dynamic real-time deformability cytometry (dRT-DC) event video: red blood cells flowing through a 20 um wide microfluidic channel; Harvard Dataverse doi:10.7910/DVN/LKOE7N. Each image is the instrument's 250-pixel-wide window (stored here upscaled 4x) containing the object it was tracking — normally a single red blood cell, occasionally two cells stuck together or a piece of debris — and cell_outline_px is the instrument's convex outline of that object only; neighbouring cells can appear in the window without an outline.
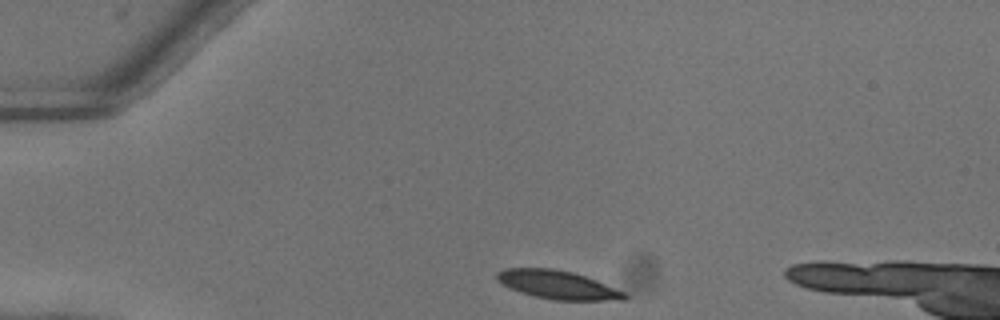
{"species": "common noctule bat (a hibernating species)", "species_latin": "Nyctalus noctula", "temperature_condition": "warm", "stored_images_in_passage": 42, "camera_frame_rate_fps": 3000, "um_per_image_px": 0.085, "animal": {"sex": "female"}, "frame": {"image": 1, "passage_image": 1, "time_ms": 0.0, "image_size_px": [1000, 320], "cell_outline_px": [[628, 296], [624, 300], [552, 300], [532, 296], [520, 292], [496, 280], [496, 272], [504, 268], [552, 268], [572, 272], [596, 280], [624, 292]], "centroid_in_image_um": [47.37, 24.2], "position_along_channel_um": 37.6, "area_um2": 21.04}}
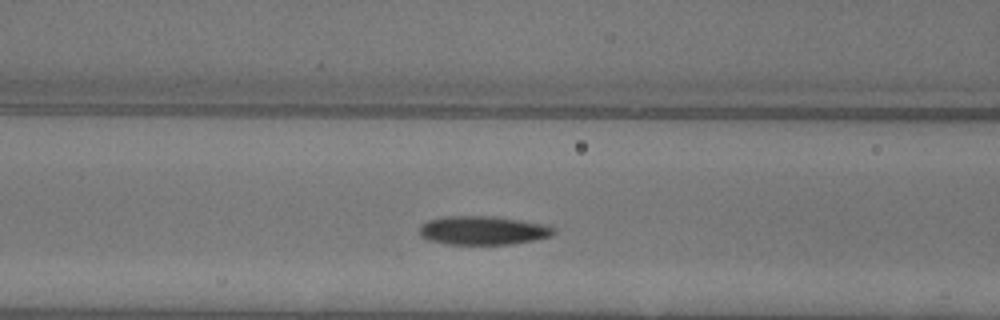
{"frame": {"image": 2, "passage_image": 11, "time_ms": 3.333, "image_size_px": [1000, 320], "cell_outline_px": [[556, 232], [552, 236], [536, 240], [512, 244], [448, 244], [428, 240], [420, 236], [420, 224], [428, 220], [444, 216], [496, 216], [548, 224], [556, 228]], "centroid_in_image_um": [41.11, 19.58], "position_along_channel_um": 125.5, "area_um2": 22.89}}
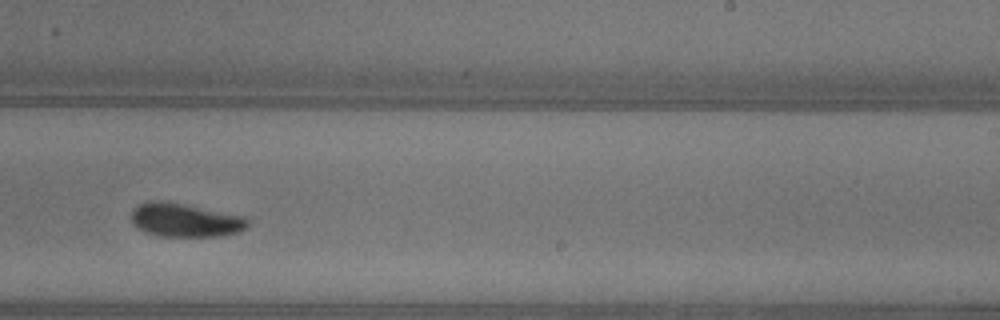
{"frame": {"image": 3, "passage_image": 22, "time_ms": 7.0, "image_size_px": [1000, 320], "cell_outline_px": [[248, 224], [244, 228], [236, 232], [216, 236], [160, 236], [144, 232], [136, 228], [132, 224], [132, 208], [140, 204], [152, 200], [160, 200], [184, 204], [248, 216]], "centroid_in_image_um": [15.7, 18.7], "position_along_channel_um": 273.3, "area_um2": 22.89}, "authors_computed_cell_mechanics": {"area_um2": 22.3686, "velocity_mm_per_s": 4.0396, "shape_relaxation_time_tau1_ms": 2.9245, "shape_relaxation_time_tau2_ms": null, "deformation_change_tau1": 0.1212, "deformation_change_tau2": null}}